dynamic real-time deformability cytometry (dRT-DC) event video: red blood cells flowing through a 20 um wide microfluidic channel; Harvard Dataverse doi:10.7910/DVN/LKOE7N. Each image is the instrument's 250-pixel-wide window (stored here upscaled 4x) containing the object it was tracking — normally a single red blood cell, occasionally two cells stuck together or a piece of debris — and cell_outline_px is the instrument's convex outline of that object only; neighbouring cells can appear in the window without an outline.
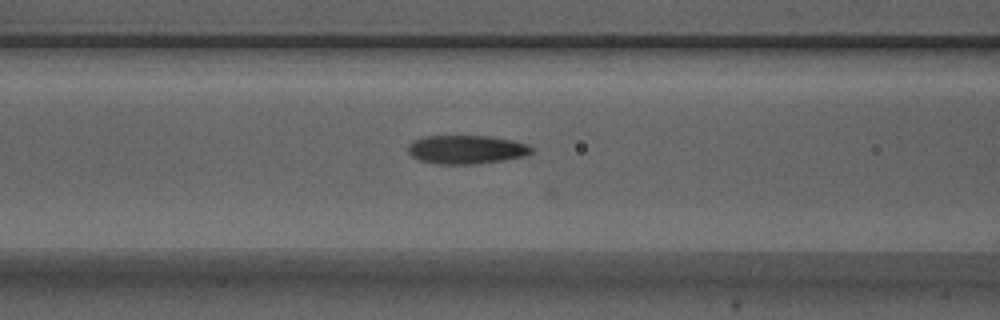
{"species": "Egyptian fruit bat (a non-hibernating species)", "species_latin": "Rousettus aegyptiacus", "temperature_condition": "warm", "stored_images_in_passage": 25, "camera_frame_rate_fps": 3000, "um_per_image_px": 0.085, "animal": {"sex": "male"}, "frame": {"image": 1, "passage_image": 9, "time_ms": 2.667, "image_size_px": [1000, 320], "cell_outline_px": [[532, 152], [524, 156], [504, 160], [472, 164], [436, 164], [420, 160], [412, 156], [408, 152], [408, 144], [412, 140], [424, 136], [488, 136], [512, 140], [528, 144], [532, 148]], "centroid_in_image_um": [39.61, 12.7], "position_along_channel_um": 127.0, "area_um2": 20.63}}
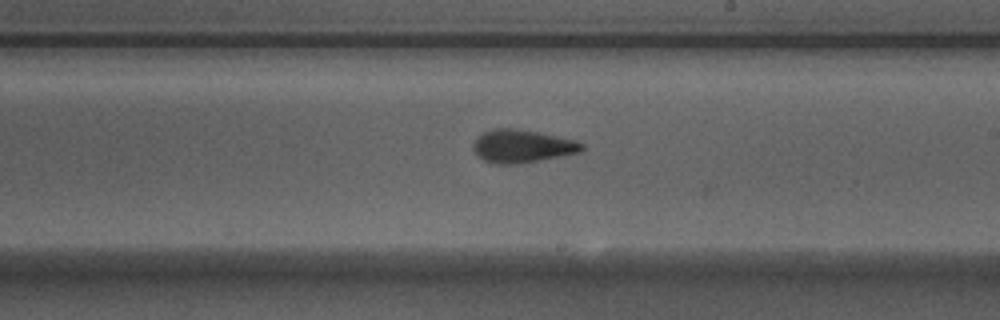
{"frame": {"image": 2, "passage_image": 18, "time_ms": 5.667, "image_size_px": [1000, 320], "cell_outline_px": [[584, 148], [580, 152], [540, 160], [516, 164], [496, 164], [484, 160], [476, 156], [472, 148], [472, 144], [484, 132], [496, 128], [512, 128], [536, 132], [576, 140], [584, 144]], "centroid_in_image_um": [44.36, 12.43], "position_along_channel_um": 244.6, "area_um2": 20.69}}
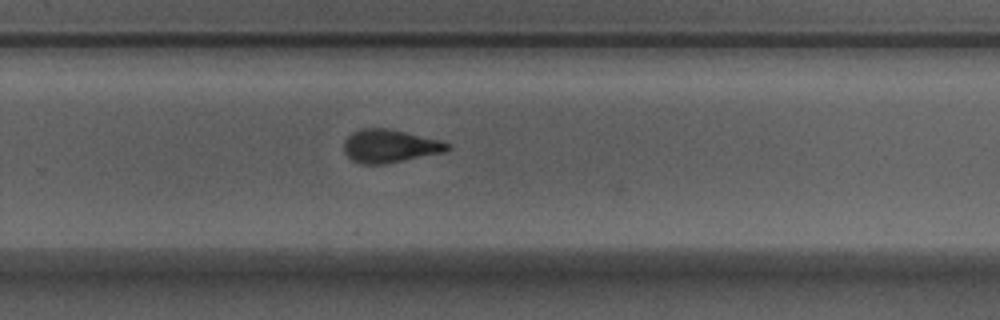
{"frame": {"image": 3, "passage_image": 22, "time_ms": 7.0, "image_size_px": [1000, 320], "cell_outline_px": [[452, 148], [444, 152], [384, 164], [360, 164], [352, 160], [344, 152], [344, 140], [352, 132], [360, 128], [388, 128], [440, 140], [452, 144]], "centroid_in_image_um": [33.13, 12.41], "position_along_channel_um": 296.7, "area_um2": 20.06}}